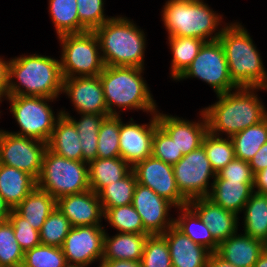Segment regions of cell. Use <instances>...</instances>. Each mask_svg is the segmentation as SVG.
<instances>
[{
    "label": "cell",
    "mask_w": 267,
    "mask_h": 267,
    "mask_svg": "<svg viewBox=\"0 0 267 267\" xmlns=\"http://www.w3.org/2000/svg\"><path fill=\"white\" fill-rule=\"evenodd\" d=\"M199 113L201 117L196 122L157 111L158 124L175 141L178 153L185 155L202 146L203 139L208 133V126L203 110L201 109Z\"/></svg>",
    "instance_id": "cell-18"
},
{
    "label": "cell",
    "mask_w": 267,
    "mask_h": 267,
    "mask_svg": "<svg viewBox=\"0 0 267 267\" xmlns=\"http://www.w3.org/2000/svg\"><path fill=\"white\" fill-rule=\"evenodd\" d=\"M133 20L118 15L94 30L105 66L144 67L146 35Z\"/></svg>",
    "instance_id": "cell-5"
},
{
    "label": "cell",
    "mask_w": 267,
    "mask_h": 267,
    "mask_svg": "<svg viewBox=\"0 0 267 267\" xmlns=\"http://www.w3.org/2000/svg\"><path fill=\"white\" fill-rule=\"evenodd\" d=\"M56 206L68 218L72 227L102 225V204L98 194L91 189L63 196L56 200Z\"/></svg>",
    "instance_id": "cell-19"
},
{
    "label": "cell",
    "mask_w": 267,
    "mask_h": 267,
    "mask_svg": "<svg viewBox=\"0 0 267 267\" xmlns=\"http://www.w3.org/2000/svg\"><path fill=\"white\" fill-rule=\"evenodd\" d=\"M254 175L267 168V142L264 143L254 157L249 161Z\"/></svg>",
    "instance_id": "cell-47"
},
{
    "label": "cell",
    "mask_w": 267,
    "mask_h": 267,
    "mask_svg": "<svg viewBox=\"0 0 267 267\" xmlns=\"http://www.w3.org/2000/svg\"><path fill=\"white\" fill-rule=\"evenodd\" d=\"M235 158L249 162L260 147L267 142V117L231 137Z\"/></svg>",
    "instance_id": "cell-34"
},
{
    "label": "cell",
    "mask_w": 267,
    "mask_h": 267,
    "mask_svg": "<svg viewBox=\"0 0 267 267\" xmlns=\"http://www.w3.org/2000/svg\"><path fill=\"white\" fill-rule=\"evenodd\" d=\"M149 235L117 232L114 236H109L105 231L102 260L141 262L144 244Z\"/></svg>",
    "instance_id": "cell-24"
},
{
    "label": "cell",
    "mask_w": 267,
    "mask_h": 267,
    "mask_svg": "<svg viewBox=\"0 0 267 267\" xmlns=\"http://www.w3.org/2000/svg\"><path fill=\"white\" fill-rule=\"evenodd\" d=\"M151 155L172 166L184 156L178 153L175 141L159 124L154 131Z\"/></svg>",
    "instance_id": "cell-44"
},
{
    "label": "cell",
    "mask_w": 267,
    "mask_h": 267,
    "mask_svg": "<svg viewBox=\"0 0 267 267\" xmlns=\"http://www.w3.org/2000/svg\"><path fill=\"white\" fill-rule=\"evenodd\" d=\"M173 172L180 193L188 201L208 197L212 188L209 180L216 177L202 146L185 154L173 165Z\"/></svg>",
    "instance_id": "cell-11"
},
{
    "label": "cell",
    "mask_w": 267,
    "mask_h": 267,
    "mask_svg": "<svg viewBox=\"0 0 267 267\" xmlns=\"http://www.w3.org/2000/svg\"><path fill=\"white\" fill-rule=\"evenodd\" d=\"M120 117L119 148L120 157L131 167L152 154L154 131L158 125L157 113L151 114L147 124L135 123L133 118L127 123Z\"/></svg>",
    "instance_id": "cell-16"
},
{
    "label": "cell",
    "mask_w": 267,
    "mask_h": 267,
    "mask_svg": "<svg viewBox=\"0 0 267 267\" xmlns=\"http://www.w3.org/2000/svg\"><path fill=\"white\" fill-rule=\"evenodd\" d=\"M260 194L264 197V200H265L266 205H267V191L261 192Z\"/></svg>",
    "instance_id": "cell-54"
},
{
    "label": "cell",
    "mask_w": 267,
    "mask_h": 267,
    "mask_svg": "<svg viewBox=\"0 0 267 267\" xmlns=\"http://www.w3.org/2000/svg\"><path fill=\"white\" fill-rule=\"evenodd\" d=\"M202 147L215 174L235 158L231 137L223 138V136H217L208 132L203 139Z\"/></svg>",
    "instance_id": "cell-36"
},
{
    "label": "cell",
    "mask_w": 267,
    "mask_h": 267,
    "mask_svg": "<svg viewBox=\"0 0 267 267\" xmlns=\"http://www.w3.org/2000/svg\"><path fill=\"white\" fill-rule=\"evenodd\" d=\"M132 205L150 235L163 234L174 225V218L170 217L169 211L175 206L147 186L136 184Z\"/></svg>",
    "instance_id": "cell-15"
},
{
    "label": "cell",
    "mask_w": 267,
    "mask_h": 267,
    "mask_svg": "<svg viewBox=\"0 0 267 267\" xmlns=\"http://www.w3.org/2000/svg\"><path fill=\"white\" fill-rule=\"evenodd\" d=\"M265 249L263 241L237 232L221 241L216 253L235 267H253Z\"/></svg>",
    "instance_id": "cell-22"
},
{
    "label": "cell",
    "mask_w": 267,
    "mask_h": 267,
    "mask_svg": "<svg viewBox=\"0 0 267 267\" xmlns=\"http://www.w3.org/2000/svg\"><path fill=\"white\" fill-rule=\"evenodd\" d=\"M188 205L206 224L213 238L220 243L238 232L239 216L222 206L214 204L207 197L195 198Z\"/></svg>",
    "instance_id": "cell-20"
},
{
    "label": "cell",
    "mask_w": 267,
    "mask_h": 267,
    "mask_svg": "<svg viewBox=\"0 0 267 267\" xmlns=\"http://www.w3.org/2000/svg\"><path fill=\"white\" fill-rule=\"evenodd\" d=\"M104 219L120 233L149 234L132 204L108 208L104 212Z\"/></svg>",
    "instance_id": "cell-37"
},
{
    "label": "cell",
    "mask_w": 267,
    "mask_h": 267,
    "mask_svg": "<svg viewBox=\"0 0 267 267\" xmlns=\"http://www.w3.org/2000/svg\"><path fill=\"white\" fill-rule=\"evenodd\" d=\"M48 12L57 37L88 31L79 21L77 0H48Z\"/></svg>",
    "instance_id": "cell-31"
},
{
    "label": "cell",
    "mask_w": 267,
    "mask_h": 267,
    "mask_svg": "<svg viewBox=\"0 0 267 267\" xmlns=\"http://www.w3.org/2000/svg\"><path fill=\"white\" fill-rule=\"evenodd\" d=\"M206 267H235V266L225 261L216 252H214L210 254Z\"/></svg>",
    "instance_id": "cell-51"
},
{
    "label": "cell",
    "mask_w": 267,
    "mask_h": 267,
    "mask_svg": "<svg viewBox=\"0 0 267 267\" xmlns=\"http://www.w3.org/2000/svg\"><path fill=\"white\" fill-rule=\"evenodd\" d=\"M23 258L12 224L9 220L0 221V267H21Z\"/></svg>",
    "instance_id": "cell-40"
},
{
    "label": "cell",
    "mask_w": 267,
    "mask_h": 267,
    "mask_svg": "<svg viewBox=\"0 0 267 267\" xmlns=\"http://www.w3.org/2000/svg\"><path fill=\"white\" fill-rule=\"evenodd\" d=\"M217 175L230 181H254V173L249 162L234 158Z\"/></svg>",
    "instance_id": "cell-46"
},
{
    "label": "cell",
    "mask_w": 267,
    "mask_h": 267,
    "mask_svg": "<svg viewBox=\"0 0 267 267\" xmlns=\"http://www.w3.org/2000/svg\"><path fill=\"white\" fill-rule=\"evenodd\" d=\"M47 143L0 130V164L22 170L36 180L42 170Z\"/></svg>",
    "instance_id": "cell-12"
},
{
    "label": "cell",
    "mask_w": 267,
    "mask_h": 267,
    "mask_svg": "<svg viewBox=\"0 0 267 267\" xmlns=\"http://www.w3.org/2000/svg\"><path fill=\"white\" fill-rule=\"evenodd\" d=\"M264 87H239L233 91L217 94V101L203 108L208 132L226 137L243 131L267 117V110L256 91Z\"/></svg>",
    "instance_id": "cell-1"
},
{
    "label": "cell",
    "mask_w": 267,
    "mask_h": 267,
    "mask_svg": "<svg viewBox=\"0 0 267 267\" xmlns=\"http://www.w3.org/2000/svg\"><path fill=\"white\" fill-rule=\"evenodd\" d=\"M120 115L107 116L98 132L97 158L120 157Z\"/></svg>",
    "instance_id": "cell-38"
},
{
    "label": "cell",
    "mask_w": 267,
    "mask_h": 267,
    "mask_svg": "<svg viewBox=\"0 0 267 267\" xmlns=\"http://www.w3.org/2000/svg\"><path fill=\"white\" fill-rule=\"evenodd\" d=\"M71 228L68 218L56 206L39 231L40 243L46 246L62 247Z\"/></svg>",
    "instance_id": "cell-39"
},
{
    "label": "cell",
    "mask_w": 267,
    "mask_h": 267,
    "mask_svg": "<svg viewBox=\"0 0 267 267\" xmlns=\"http://www.w3.org/2000/svg\"><path fill=\"white\" fill-rule=\"evenodd\" d=\"M223 25L218 40L225 51L231 80L238 87L267 88V70L247 29L239 22Z\"/></svg>",
    "instance_id": "cell-4"
},
{
    "label": "cell",
    "mask_w": 267,
    "mask_h": 267,
    "mask_svg": "<svg viewBox=\"0 0 267 267\" xmlns=\"http://www.w3.org/2000/svg\"><path fill=\"white\" fill-rule=\"evenodd\" d=\"M167 241L172 267H206L211 254L174 225L162 234Z\"/></svg>",
    "instance_id": "cell-21"
},
{
    "label": "cell",
    "mask_w": 267,
    "mask_h": 267,
    "mask_svg": "<svg viewBox=\"0 0 267 267\" xmlns=\"http://www.w3.org/2000/svg\"><path fill=\"white\" fill-rule=\"evenodd\" d=\"M186 78L206 82L216 95L239 88L231 80L225 51L218 39L204 42L192 63L175 81Z\"/></svg>",
    "instance_id": "cell-10"
},
{
    "label": "cell",
    "mask_w": 267,
    "mask_h": 267,
    "mask_svg": "<svg viewBox=\"0 0 267 267\" xmlns=\"http://www.w3.org/2000/svg\"><path fill=\"white\" fill-rule=\"evenodd\" d=\"M104 2L105 0H77L79 21L88 31H94L112 18L105 15Z\"/></svg>",
    "instance_id": "cell-43"
},
{
    "label": "cell",
    "mask_w": 267,
    "mask_h": 267,
    "mask_svg": "<svg viewBox=\"0 0 267 267\" xmlns=\"http://www.w3.org/2000/svg\"><path fill=\"white\" fill-rule=\"evenodd\" d=\"M4 99L9 102V111L20 129L11 133L48 143L56 120L61 116V110L55 115L48 102H54L57 98L7 95Z\"/></svg>",
    "instance_id": "cell-9"
},
{
    "label": "cell",
    "mask_w": 267,
    "mask_h": 267,
    "mask_svg": "<svg viewBox=\"0 0 267 267\" xmlns=\"http://www.w3.org/2000/svg\"><path fill=\"white\" fill-rule=\"evenodd\" d=\"M253 193L254 181L224 180L216 174L207 198L225 210L239 215Z\"/></svg>",
    "instance_id": "cell-23"
},
{
    "label": "cell",
    "mask_w": 267,
    "mask_h": 267,
    "mask_svg": "<svg viewBox=\"0 0 267 267\" xmlns=\"http://www.w3.org/2000/svg\"><path fill=\"white\" fill-rule=\"evenodd\" d=\"M172 52L171 78L175 81L192 63L205 41L196 37H168Z\"/></svg>",
    "instance_id": "cell-33"
},
{
    "label": "cell",
    "mask_w": 267,
    "mask_h": 267,
    "mask_svg": "<svg viewBox=\"0 0 267 267\" xmlns=\"http://www.w3.org/2000/svg\"><path fill=\"white\" fill-rule=\"evenodd\" d=\"M62 93L70 98L78 114L109 115L99 75L64 78Z\"/></svg>",
    "instance_id": "cell-17"
},
{
    "label": "cell",
    "mask_w": 267,
    "mask_h": 267,
    "mask_svg": "<svg viewBox=\"0 0 267 267\" xmlns=\"http://www.w3.org/2000/svg\"><path fill=\"white\" fill-rule=\"evenodd\" d=\"M47 148L70 160L83 161L80 138L73 122L64 115H61L55 123Z\"/></svg>",
    "instance_id": "cell-25"
},
{
    "label": "cell",
    "mask_w": 267,
    "mask_h": 267,
    "mask_svg": "<svg viewBox=\"0 0 267 267\" xmlns=\"http://www.w3.org/2000/svg\"><path fill=\"white\" fill-rule=\"evenodd\" d=\"M8 220L14 228L15 238L24 252L41 244L39 231L30 226L27 220L14 209L11 211Z\"/></svg>",
    "instance_id": "cell-45"
},
{
    "label": "cell",
    "mask_w": 267,
    "mask_h": 267,
    "mask_svg": "<svg viewBox=\"0 0 267 267\" xmlns=\"http://www.w3.org/2000/svg\"><path fill=\"white\" fill-rule=\"evenodd\" d=\"M37 187V180L30 174L0 164V196L14 209Z\"/></svg>",
    "instance_id": "cell-26"
},
{
    "label": "cell",
    "mask_w": 267,
    "mask_h": 267,
    "mask_svg": "<svg viewBox=\"0 0 267 267\" xmlns=\"http://www.w3.org/2000/svg\"><path fill=\"white\" fill-rule=\"evenodd\" d=\"M22 267H69L61 247L40 244L24 252Z\"/></svg>",
    "instance_id": "cell-41"
},
{
    "label": "cell",
    "mask_w": 267,
    "mask_h": 267,
    "mask_svg": "<svg viewBox=\"0 0 267 267\" xmlns=\"http://www.w3.org/2000/svg\"><path fill=\"white\" fill-rule=\"evenodd\" d=\"M103 225L72 227L65 237L62 250L69 267H88L102 261Z\"/></svg>",
    "instance_id": "cell-13"
},
{
    "label": "cell",
    "mask_w": 267,
    "mask_h": 267,
    "mask_svg": "<svg viewBox=\"0 0 267 267\" xmlns=\"http://www.w3.org/2000/svg\"><path fill=\"white\" fill-rule=\"evenodd\" d=\"M142 267H172L166 238L162 234L149 235L141 259Z\"/></svg>",
    "instance_id": "cell-42"
},
{
    "label": "cell",
    "mask_w": 267,
    "mask_h": 267,
    "mask_svg": "<svg viewBox=\"0 0 267 267\" xmlns=\"http://www.w3.org/2000/svg\"><path fill=\"white\" fill-rule=\"evenodd\" d=\"M98 267H142L141 262L130 260H102Z\"/></svg>",
    "instance_id": "cell-50"
},
{
    "label": "cell",
    "mask_w": 267,
    "mask_h": 267,
    "mask_svg": "<svg viewBox=\"0 0 267 267\" xmlns=\"http://www.w3.org/2000/svg\"><path fill=\"white\" fill-rule=\"evenodd\" d=\"M56 208V199L48 192L35 188L14 210L27 220L34 229L40 231L45 220Z\"/></svg>",
    "instance_id": "cell-28"
},
{
    "label": "cell",
    "mask_w": 267,
    "mask_h": 267,
    "mask_svg": "<svg viewBox=\"0 0 267 267\" xmlns=\"http://www.w3.org/2000/svg\"><path fill=\"white\" fill-rule=\"evenodd\" d=\"M243 211V233L267 244V205L264 197L254 192Z\"/></svg>",
    "instance_id": "cell-32"
},
{
    "label": "cell",
    "mask_w": 267,
    "mask_h": 267,
    "mask_svg": "<svg viewBox=\"0 0 267 267\" xmlns=\"http://www.w3.org/2000/svg\"><path fill=\"white\" fill-rule=\"evenodd\" d=\"M267 191V168L254 175V192Z\"/></svg>",
    "instance_id": "cell-49"
},
{
    "label": "cell",
    "mask_w": 267,
    "mask_h": 267,
    "mask_svg": "<svg viewBox=\"0 0 267 267\" xmlns=\"http://www.w3.org/2000/svg\"><path fill=\"white\" fill-rule=\"evenodd\" d=\"M137 179L133 170L124 178L110 185L105 186L99 193L98 197L102 204L103 212L108 208L126 206L132 204L134 189Z\"/></svg>",
    "instance_id": "cell-35"
},
{
    "label": "cell",
    "mask_w": 267,
    "mask_h": 267,
    "mask_svg": "<svg viewBox=\"0 0 267 267\" xmlns=\"http://www.w3.org/2000/svg\"><path fill=\"white\" fill-rule=\"evenodd\" d=\"M178 216L174 218V226L184 235L189 237L211 253L217 251L219 243L213 238L211 232L203 223L198 214L189 206L177 207Z\"/></svg>",
    "instance_id": "cell-29"
},
{
    "label": "cell",
    "mask_w": 267,
    "mask_h": 267,
    "mask_svg": "<svg viewBox=\"0 0 267 267\" xmlns=\"http://www.w3.org/2000/svg\"><path fill=\"white\" fill-rule=\"evenodd\" d=\"M253 267H267V249H265L258 257V260Z\"/></svg>",
    "instance_id": "cell-53"
},
{
    "label": "cell",
    "mask_w": 267,
    "mask_h": 267,
    "mask_svg": "<svg viewBox=\"0 0 267 267\" xmlns=\"http://www.w3.org/2000/svg\"><path fill=\"white\" fill-rule=\"evenodd\" d=\"M62 91L63 76L59 59L36 53L11 57L7 95L59 98Z\"/></svg>",
    "instance_id": "cell-2"
},
{
    "label": "cell",
    "mask_w": 267,
    "mask_h": 267,
    "mask_svg": "<svg viewBox=\"0 0 267 267\" xmlns=\"http://www.w3.org/2000/svg\"><path fill=\"white\" fill-rule=\"evenodd\" d=\"M12 210L4 198L0 196V221L8 220Z\"/></svg>",
    "instance_id": "cell-52"
},
{
    "label": "cell",
    "mask_w": 267,
    "mask_h": 267,
    "mask_svg": "<svg viewBox=\"0 0 267 267\" xmlns=\"http://www.w3.org/2000/svg\"><path fill=\"white\" fill-rule=\"evenodd\" d=\"M37 188L48 192L56 200L90 189L88 163L70 160L46 149Z\"/></svg>",
    "instance_id": "cell-7"
},
{
    "label": "cell",
    "mask_w": 267,
    "mask_h": 267,
    "mask_svg": "<svg viewBox=\"0 0 267 267\" xmlns=\"http://www.w3.org/2000/svg\"><path fill=\"white\" fill-rule=\"evenodd\" d=\"M162 9L167 37H196L207 42L217 40L224 29L223 15L204 0H167Z\"/></svg>",
    "instance_id": "cell-6"
},
{
    "label": "cell",
    "mask_w": 267,
    "mask_h": 267,
    "mask_svg": "<svg viewBox=\"0 0 267 267\" xmlns=\"http://www.w3.org/2000/svg\"><path fill=\"white\" fill-rule=\"evenodd\" d=\"M132 167L121 157L97 158L88 163L90 189L98 194L105 186L124 178Z\"/></svg>",
    "instance_id": "cell-27"
},
{
    "label": "cell",
    "mask_w": 267,
    "mask_h": 267,
    "mask_svg": "<svg viewBox=\"0 0 267 267\" xmlns=\"http://www.w3.org/2000/svg\"><path fill=\"white\" fill-rule=\"evenodd\" d=\"M57 38L62 48L59 58L63 79L98 76L103 71L105 65L94 31L65 34Z\"/></svg>",
    "instance_id": "cell-8"
},
{
    "label": "cell",
    "mask_w": 267,
    "mask_h": 267,
    "mask_svg": "<svg viewBox=\"0 0 267 267\" xmlns=\"http://www.w3.org/2000/svg\"><path fill=\"white\" fill-rule=\"evenodd\" d=\"M9 62V59L5 60L0 56V100L2 101L8 94Z\"/></svg>",
    "instance_id": "cell-48"
},
{
    "label": "cell",
    "mask_w": 267,
    "mask_h": 267,
    "mask_svg": "<svg viewBox=\"0 0 267 267\" xmlns=\"http://www.w3.org/2000/svg\"><path fill=\"white\" fill-rule=\"evenodd\" d=\"M137 183L151 188L157 195L171 202L175 208L188 205L180 193L174 177L173 166L149 156L132 167Z\"/></svg>",
    "instance_id": "cell-14"
},
{
    "label": "cell",
    "mask_w": 267,
    "mask_h": 267,
    "mask_svg": "<svg viewBox=\"0 0 267 267\" xmlns=\"http://www.w3.org/2000/svg\"><path fill=\"white\" fill-rule=\"evenodd\" d=\"M61 115L67 116L76 126L80 145L82 148L83 161L89 163L97 159L98 132L103 120L109 115H98L90 113H79L81 118L76 120L65 110H61Z\"/></svg>",
    "instance_id": "cell-30"
},
{
    "label": "cell",
    "mask_w": 267,
    "mask_h": 267,
    "mask_svg": "<svg viewBox=\"0 0 267 267\" xmlns=\"http://www.w3.org/2000/svg\"><path fill=\"white\" fill-rule=\"evenodd\" d=\"M144 70L134 66L104 67L99 77L109 116L121 115V110L128 109L142 110L147 114L157 113L158 106L143 78ZM116 107L120 109L119 112Z\"/></svg>",
    "instance_id": "cell-3"
}]
</instances>
